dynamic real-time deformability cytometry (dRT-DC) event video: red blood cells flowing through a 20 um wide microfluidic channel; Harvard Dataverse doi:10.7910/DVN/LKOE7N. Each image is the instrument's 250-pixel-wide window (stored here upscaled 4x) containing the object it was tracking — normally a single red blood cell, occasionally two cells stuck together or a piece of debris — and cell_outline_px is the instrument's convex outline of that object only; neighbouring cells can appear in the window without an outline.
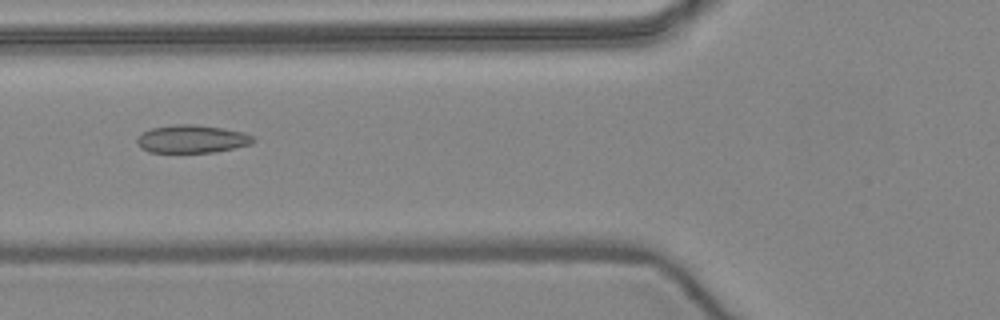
{"species": "common noctule bat (a hibernating species)", "species_latin": "Nyctalus noctula", "temperature_condition": "warm", "stored_images_in_passage": 42, "camera_frame_rate_fps": 3000, "um_per_image_px": 0.085, "animal": {"sex": "female", "body_mass_g": 24.6, "forearm_length_mm": 56.2}, "frame": {"image": 1, "passage_image": 10, "time_ms": 3.0, "image_size_px": [1000, 320], "cell_outline_px": [[256, 140], [252, 144], [216, 152], [148, 152], [140, 148], [136, 140], [144, 132], [152, 128], [176, 124], [192, 124], [224, 128], [244, 132], [252, 136]], "centroid_in_image_um": [16.34, 11.81], "position_along_channel_um": 109.5, "area_um2": 18.9}}
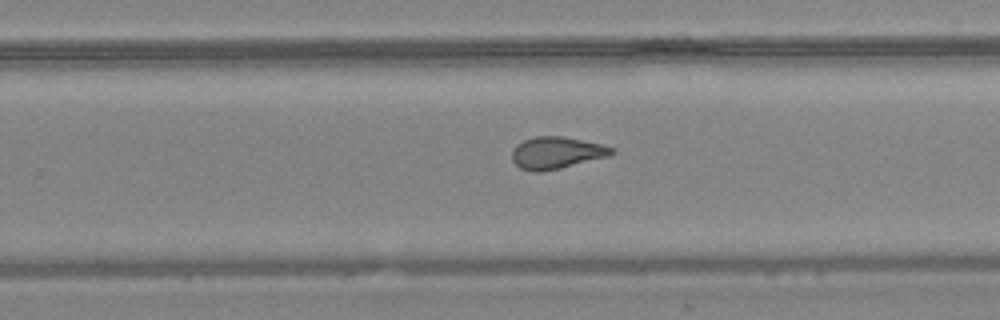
{"frame": {"image": 2, "passage_image": 23, "time_ms": 7.333, "image_size_px": [1000, 320], "cell_outline_px": [[616, 152], [608, 156], [560, 168], [540, 172], [532, 172], [520, 168], [512, 160], [512, 148], [516, 144], [524, 140], [536, 136], [564, 136], [604, 144], [616, 148]], "centroid_in_image_um": [47.31, 12.97], "position_along_channel_um": 282.5, "area_um2": 18.79}}
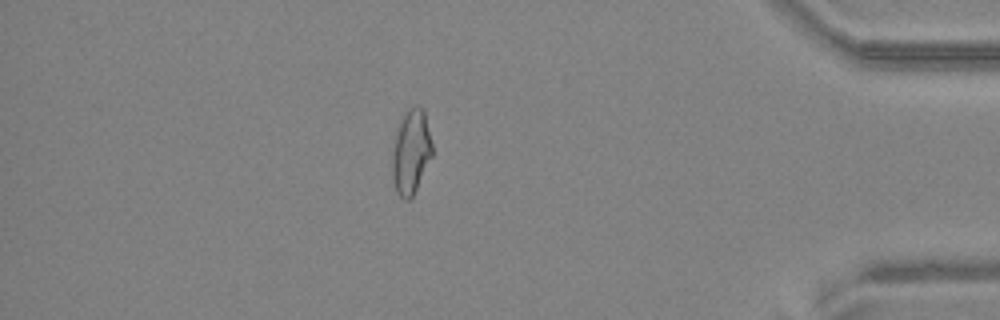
{"frame": {"image": 3, "passage_image": 35, "time_ms": 11.333, "image_size_px": [1000, 320], "cell_outline_px": [[432, 156], [412, 196], [408, 200], [404, 200], [396, 192], [392, 176], [392, 152], [396, 136], [404, 112], [408, 108], [420, 108], [424, 112], [432, 144]], "centroid_in_image_um": [34.92, 12.95], "position_along_channel_um": 400.3, "area_um2": 19.13}, "authors_computed_cell_mechanics": {"area_um2": 19.074, "velocity_mm_per_s": 3.991, "shape_relaxation_time_tau1_ms": null, "shape_relaxation_time_tau2_ms": 1.5481, "deformation_change_tau1": null, "deformation_change_tau2": 0.0615}}